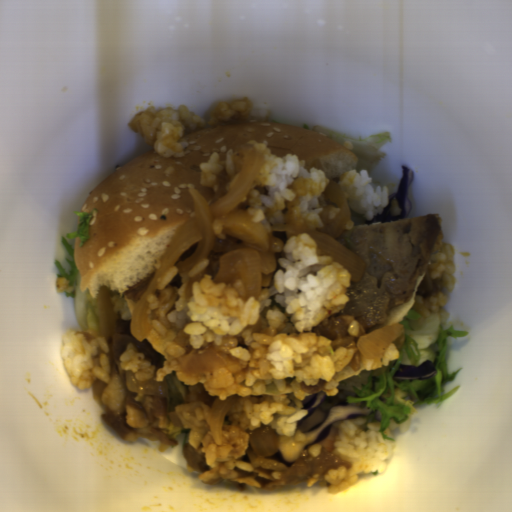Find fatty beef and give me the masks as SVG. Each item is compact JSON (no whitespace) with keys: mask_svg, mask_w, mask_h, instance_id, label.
Wrapping results in <instances>:
<instances>
[{"mask_svg":"<svg viewBox=\"0 0 512 512\" xmlns=\"http://www.w3.org/2000/svg\"><path fill=\"white\" fill-rule=\"evenodd\" d=\"M311 332H316L317 335L329 340L331 350H336L340 345L345 348L352 349L353 355L351 356L347 366L352 368L353 371L361 369V352L357 349L358 340L354 336L350 335L348 325L343 319L340 317L324 319L321 323L312 327Z\"/></svg>","mask_w":512,"mask_h":512,"instance_id":"obj_3","label":"fatty beef"},{"mask_svg":"<svg viewBox=\"0 0 512 512\" xmlns=\"http://www.w3.org/2000/svg\"><path fill=\"white\" fill-rule=\"evenodd\" d=\"M338 382H336L334 379L330 380H324V379H318V383L315 385H306L305 382L302 380L300 385V390L302 392H306L309 394L318 393L321 391H324L328 388H333L335 386H338Z\"/></svg>","mask_w":512,"mask_h":512,"instance_id":"obj_6","label":"fatty beef"},{"mask_svg":"<svg viewBox=\"0 0 512 512\" xmlns=\"http://www.w3.org/2000/svg\"><path fill=\"white\" fill-rule=\"evenodd\" d=\"M100 305V332L108 342L110 378L105 382L96 377L92 395L105 408L103 421L126 442L133 443L137 437L158 441L161 452L179 444L182 430L190 429L183 449L187 465L198 475L208 471L203 439L211 430L209 416L218 398L205 391L204 383L187 385L184 403L169 413L166 383L155 379L166 358L146 338L139 341L132 334L131 319H123L115 310L111 291L104 286L100 287ZM130 343L156 365L151 378L141 382L133 372L120 368L119 357Z\"/></svg>","mask_w":512,"mask_h":512,"instance_id":"obj_1","label":"fatty beef"},{"mask_svg":"<svg viewBox=\"0 0 512 512\" xmlns=\"http://www.w3.org/2000/svg\"><path fill=\"white\" fill-rule=\"evenodd\" d=\"M199 245H200V242H196L195 244H193L190 248H188L179 258L178 260L175 262V264L173 266L177 267L178 263L193 256L195 254V252L198 250L199 248Z\"/></svg>","mask_w":512,"mask_h":512,"instance_id":"obj_7","label":"fatty beef"},{"mask_svg":"<svg viewBox=\"0 0 512 512\" xmlns=\"http://www.w3.org/2000/svg\"><path fill=\"white\" fill-rule=\"evenodd\" d=\"M214 238V248L206 257L208 265L205 271V273H207L213 280L219 272L220 256L229 251H235L237 249L244 248L245 246L244 241L236 239L232 236L226 235V239H220L214 235Z\"/></svg>","mask_w":512,"mask_h":512,"instance_id":"obj_4","label":"fatty beef"},{"mask_svg":"<svg viewBox=\"0 0 512 512\" xmlns=\"http://www.w3.org/2000/svg\"><path fill=\"white\" fill-rule=\"evenodd\" d=\"M242 463L252 466L251 471L235 467L238 473L235 478H228L231 485L238 491H246L247 487H256L261 490H280L285 486L300 484L312 476L317 477L318 485L329 487L330 481H325L326 474L338 467L351 469L349 462L331 451L321 449L318 457L305 451L290 466H285L270 457H258L250 441L247 443L245 454L240 457Z\"/></svg>","mask_w":512,"mask_h":512,"instance_id":"obj_2","label":"fatty beef"},{"mask_svg":"<svg viewBox=\"0 0 512 512\" xmlns=\"http://www.w3.org/2000/svg\"><path fill=\"white\" fill-rule=\"evenodd\" d=\"M431 270H427L417 286L416 295L428 297L429 295H437L438 291L444 288L443 281L441 279H433Z\"/></svg>","mask_w":512,"mask_h":512,"instance_id":"obj_5","label":"fatty beef"}]
</instances>
